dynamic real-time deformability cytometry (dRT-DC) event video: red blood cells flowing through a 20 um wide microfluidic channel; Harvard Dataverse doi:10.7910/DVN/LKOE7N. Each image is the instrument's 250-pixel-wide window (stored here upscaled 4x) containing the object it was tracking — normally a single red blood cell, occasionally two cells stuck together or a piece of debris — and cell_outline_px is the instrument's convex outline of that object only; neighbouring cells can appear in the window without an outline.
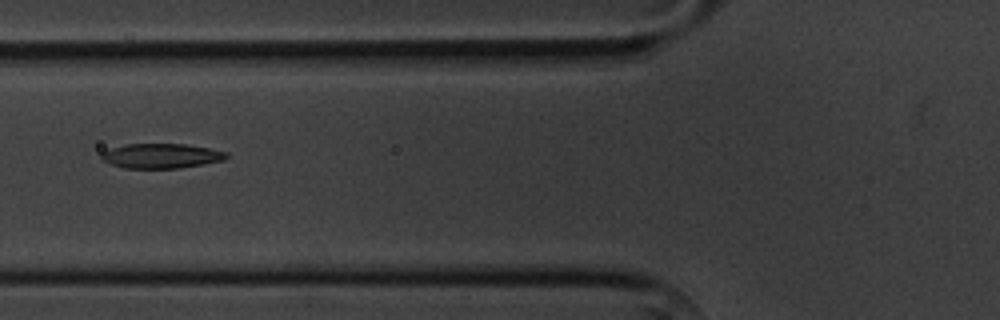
{"species": "common noctule bat (a hibernating species)", "species_latin": "Nyctalus noctula", "temperature_condition": "cold", "stored_images_in_passage": 12, "camera_frame_rate_fps": 3000, "um_per_image_px": 0.085, "animal": {"sex": "male", "body_mass_g": 20.1, "forearm_length_mm": 53.5}, "frame": {"image": 1, "passage_image": 3, "time_ms": 2.333, "image_size_px": [1000, 320], "cell_outline_px": [[228, 156], [224, 160], [204, 164], [180, 168], [124, 168], [100, 160], [100, 152], [108, 148], [124, 144], [188, 144], [228, 152]], "centroid_in_image_um": [13.66, 13.24], "position_along_channel_um": 112.1, "area_um2": 18.26}}
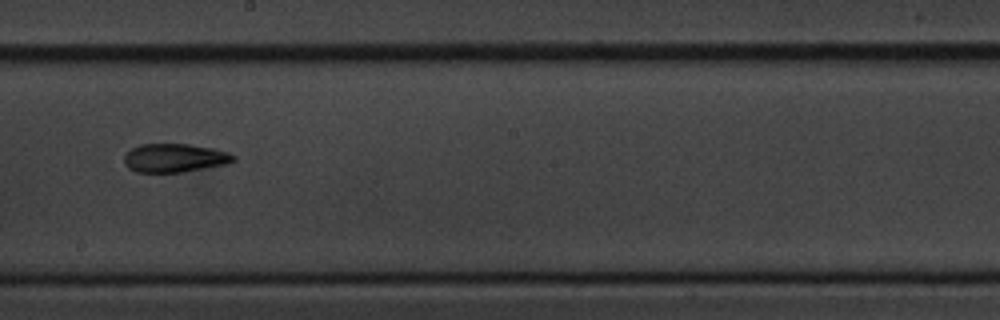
{"frame": {"image": 2, "passage_image": 6, "time_ms": 5.667, "image_size_px": [1000, 320], "cell_outline_px": [[236, 160], [228, 164], [180, 172], [136, 172], [128, 168], [124, 164], [124, 156], [132, 148], [140, 144], [188, 144], [212, 148], [228, 152], [236, 156]], "centroid_in_image_um": [14.85, 13.42], "position_along_channel_um": 233.4, "area_um2": 18.21}}
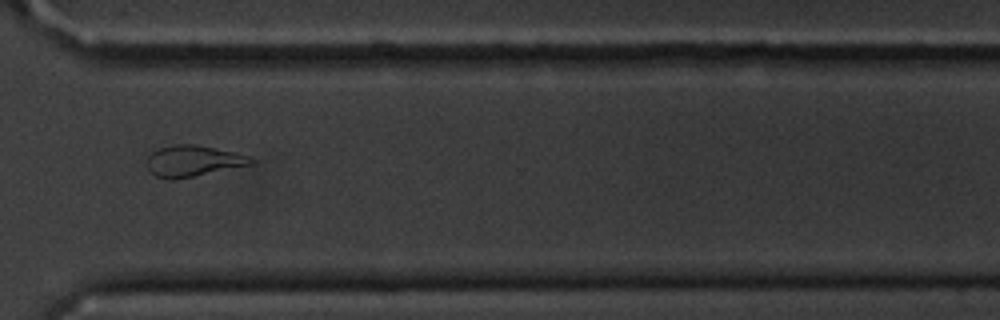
{"frame": {"image": 3, "passage_image": 9, "time_ms": 9.0, "image_size_px": [1000, 320], "cell_outline_px": [[252, 164], [172, 180], [168, 180], [156, 176], [148, 168], [148, 156], [152, 152], [160, 148], [176, 144], [196, 144], [232, 152], [248, 156], [252, 160]], "centroid_in_image_um": [16.36, 13.68], "position_along_channel_um": 354.2, "area_um2": 18.32}, "authors_computed_cell_mechanics": {"area_um2": 18.2937, "velocity_mm_per_s": 3.6258, "shape_relaxation_time_tau1_ms": 7.5016, "shape_relaxation_time_tau2_ms": 2.2764, "deformation_change_tau1": 0.1916, "deformation_change_tau2": 0.0854}}